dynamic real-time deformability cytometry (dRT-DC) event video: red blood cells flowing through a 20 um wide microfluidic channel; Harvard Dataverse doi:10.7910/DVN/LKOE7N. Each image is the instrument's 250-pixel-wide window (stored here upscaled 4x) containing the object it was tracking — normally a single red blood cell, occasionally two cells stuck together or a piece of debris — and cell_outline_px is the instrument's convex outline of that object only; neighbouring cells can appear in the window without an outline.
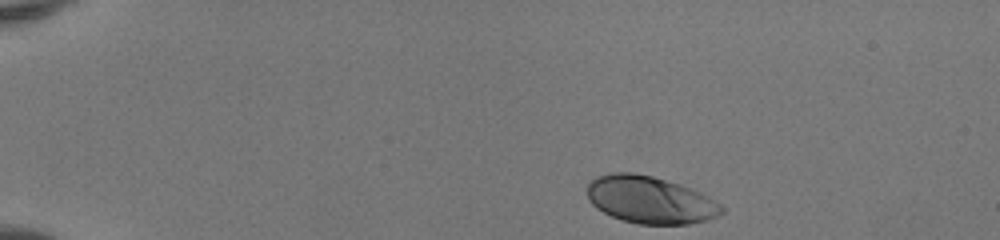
{"species": "human", "species_latin": "Homo sapiens", "temperature_condition": "room temperature", "stored_images_in_passage": 42, "camera_frame_rate_fps": 3000, "um_per_image_px": 0.085, "donor": {"sex": "female"}, "frame": {"image": 1, "passage_image": 1, "time_ms": 0.0, "image_size_px": [1000, 240], "cell_outline_px": [[724, 212], [708, 220], [688, 224], [640, 224], [620, 220], [596, 208], [588, 200], [588, 184], [596, 176], [612, 172], [636, 172], [652, 176], [680, 184], [700, 192], [708, 196], [720, 204], [724, 208]], "centroid_in_image_um": [55.25, 16.98], "position_along_channel_um": 29.8, "area_um2": 37.17}}
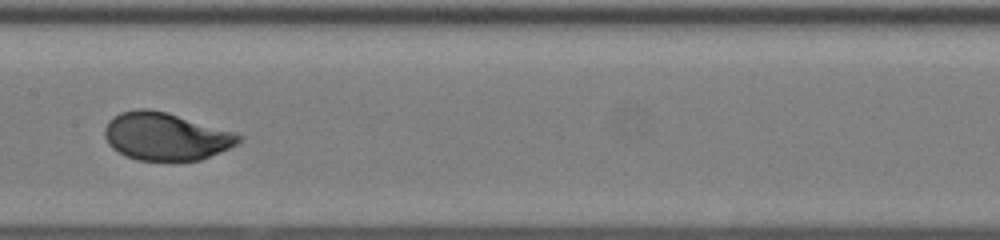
{"frame": {"image": 2, "passage_image": 20, "time_ms": 6.333, "image_size_px": [1000, 240], "cell_outline_px": [[244, 136], [236, 144], [220, 152], [200, 160], [136, 160], [112, 148], [108, 144], [104, 136], [104, 128], [108, 120], [112, 116], [120, 112], [136, 108], [148, 108], [168, 112], [232, 132]], "centroid_in_image_um": [14.03, 11.57], "position_along_channel_um": 193.4, "area_um2": 37.11}}
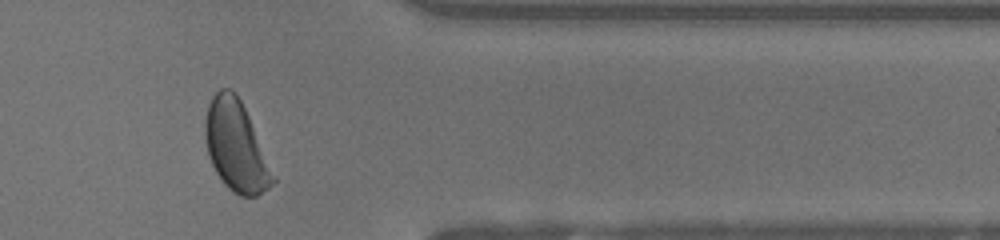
{"frame": {"image": 3, "passage_image": 35, "time_ms": 11.333, "image_size_px": [1000, 240], "cell_outline_px": [[276, 180], [268, 188], [256, 196], [240, 196], [232, 192], [224, 184], [216, 172], [212, 164], [208, 152], [204, 136], [204, 120], [208, 104], [212, 96], [220, 88], [228, 88], [236, 92], [248, 116], [276, 176]], "centroid_in_image_um": [20.05, 12.43], "position_along_channel_um": 391.4, "area_um2": 35.6}, "authors_computed_cell_mechanics": {"area_um2": 37.0209, "velocity_mm_per_s": 4.1186, "shape_relaxation_time_tau1_ms": 2.2719, "shape_relaxation_time_tau2_ms": null, "deformation_change_tau1": 0.1583, "deformation_change_tau2": null}}